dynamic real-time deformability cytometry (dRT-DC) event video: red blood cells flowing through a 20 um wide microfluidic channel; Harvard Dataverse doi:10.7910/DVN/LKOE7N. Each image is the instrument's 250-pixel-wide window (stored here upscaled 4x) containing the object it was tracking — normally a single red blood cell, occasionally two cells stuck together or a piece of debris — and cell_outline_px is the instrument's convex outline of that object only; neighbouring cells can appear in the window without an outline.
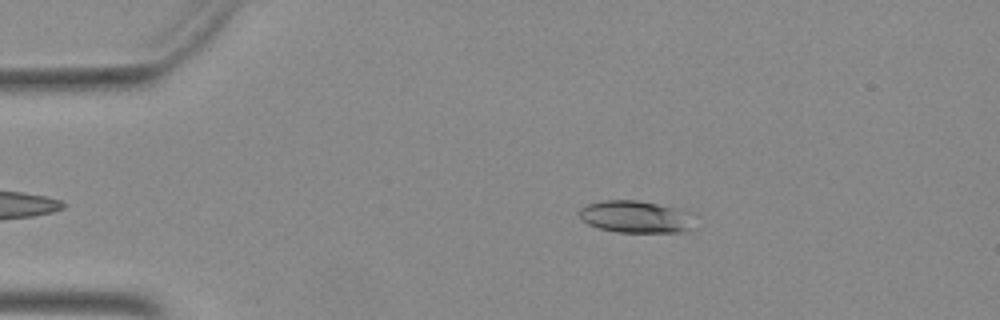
{"species": "Egyptian fruit bat (a non-hibernating species)", "species_latin": "Rousettus aegyptiacus", "temperature_condition": "warm", "stored_images_in_passage": 37, "camera_frame_rate_fps": 3000, "um_per_image_px": 0.085, "animal": {"sex": "female"}, "frame": {"image": 1, "passage_image": 3, "time_ms": 0.667, "image_size_px": [1000, 320], "cell_outline_px": [[700, 228], [676, 232], [616, 232], [600, 228], [588, 224], [580, 220], [576, 212], [580, 208], [588, 204], [600, 200], [636, 200], [680, 208], [696, 212]], "centroid_in_image_um": [54.18, 18.43], "position_along_channel_um": 30.8, "area_um2": 22.72}}
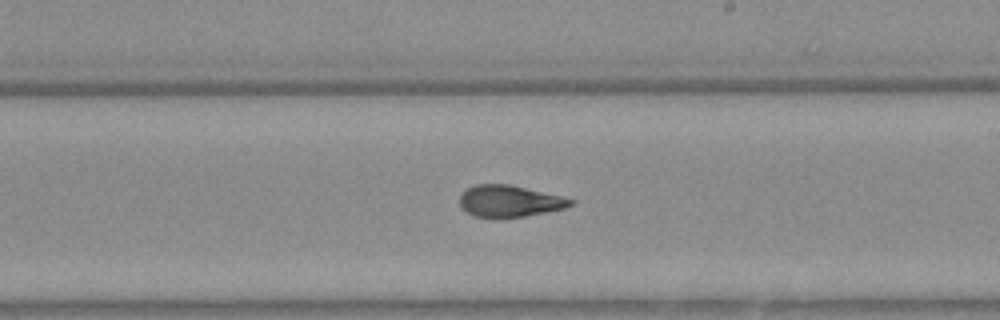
{"frame": {"image": 2, "passage_image": 23, "time_ms": 7.333, "image_size_px": [1000, 320], "cell_outline_px": [[576, 200], [572, 204], [564, 208], [524, 216], [476, 216], [460, 208], [460, 196], [468, 188], [476, 184], [508, 184], [560, 196]], "centroid_in_image_um": [43.29, 17.07], "position_along_channel_um": 245.7, "area_um2": 19.77}}
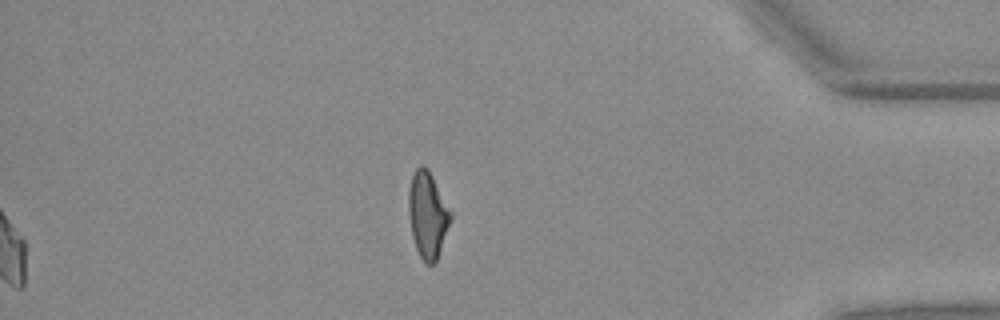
{"frame": {"image": 3, "passage_image": 37, "time_ms": 12.0, "image_size_px": [1000, 320], "cell_outline_px": [[452, 216], [436, 260], [432, 264], [424, 264], [416, 248], [412, 236], [408, 212], [408, 192], [412, 176], [416, 168], [420, 164], [424, 164], [428, 168], [452, 212]], "centroid_in_image_um": [36.33, 18.22], "position_along_channel_um": 398.9, "area_um2": 21.04}}